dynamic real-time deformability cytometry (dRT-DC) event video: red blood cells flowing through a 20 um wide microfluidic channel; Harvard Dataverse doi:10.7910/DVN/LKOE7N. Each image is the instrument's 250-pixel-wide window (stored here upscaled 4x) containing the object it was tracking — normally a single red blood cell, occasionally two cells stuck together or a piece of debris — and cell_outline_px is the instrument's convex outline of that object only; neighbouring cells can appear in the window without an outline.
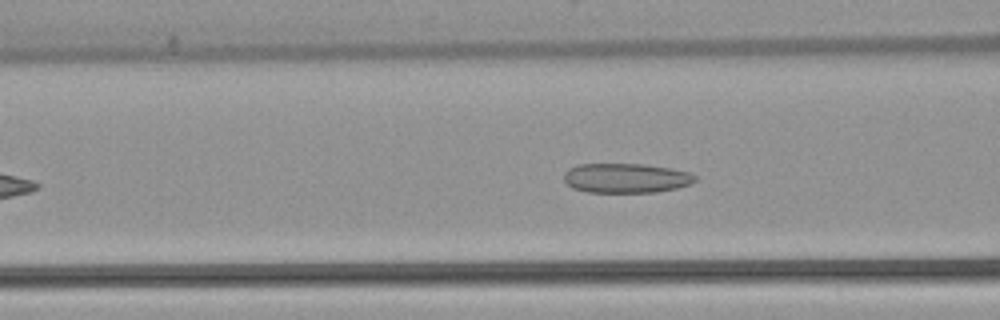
{"species": "common noctule bat (a hibernating species)", "species_latin": "Nyctalus noctula", "temperature_condition": "warm", "stored_images_in_passage": 43, "camera_frame_rate_fps": 3000, "um_per_image_px": 0.085, "animal": {"sex": "female", "body_mass_g": 22.7, "forearm_length_mm": 54.2}, "frame": {"image": 1, "passage_image": 14, "time_ms": 4.333, "image_size_px": [1000, 320], "cell_outline_px": [[696, 180], [692, 184], [676, 188], [656, 192], [588, 192], [572, 188], [564, 180], [564, 172], [568, 168], [576, 164], [644, 164], [668, 168], [688, 172], [696, 176]], "centroid_in_image_um": [53.18, 15.13], "position_along_channel_um": 113.4, "area_um2": 22.66}}
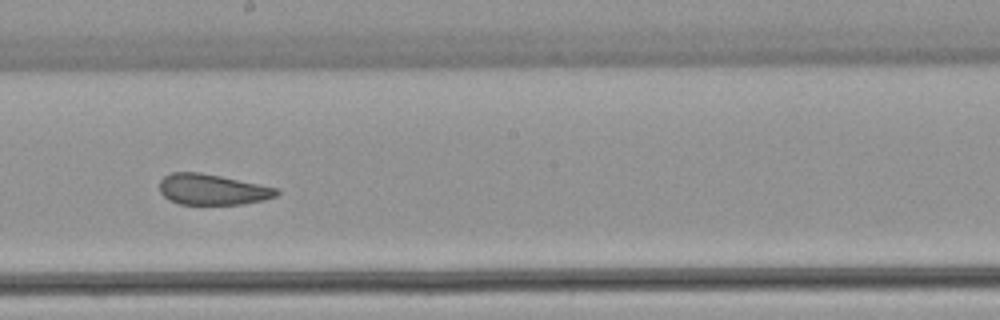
{"frame": {"image": 2, "passage_image": 23, "time_ms": 7.333, "image_size_px": [1000, 320], "cell_outline_px": [[280, 192], [276, 196], [264, 200], [244, 204], [180, 204], [168, 200], [160, 192], [160, 180], [164, 176], [172, 172], [200, 172], [260, 184], [276, 188]], "centroid_in_image_um": [18.04, 16.11], "position_along_channel_um": 230.2, "area_um2": 20.98}}
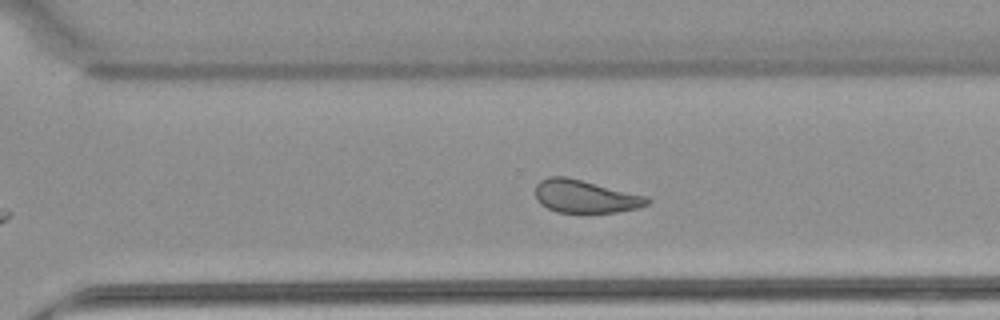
{"frame": {"image": 3, "passage_image": 30, "time_ms": 9.667, "image_size_px": [1000, 320], "cell_outline_px": [[652, 200], [648, 204], [640, 208], [616, 212], [556, 212], [540, 204], [536, 200], [536, 184], [540, 180], [548, 176], [568, 176], [648, 196]], "centroid_in_image_um": [49.76, 16.68], "position_along_channel_um": 320.8, "area_um2": 21.73}, "authors_computed_cell_mechanics": {"area_um2": 22.1374, "velocity_mm_per_s": 3.8965, "shape_relaxation_time_tau1_ms": null, "shape_relaxation_time_tau2_ms": 1.7469, "deformation_change_tau1": null, "deformation_change_tau2": 0.1016}}